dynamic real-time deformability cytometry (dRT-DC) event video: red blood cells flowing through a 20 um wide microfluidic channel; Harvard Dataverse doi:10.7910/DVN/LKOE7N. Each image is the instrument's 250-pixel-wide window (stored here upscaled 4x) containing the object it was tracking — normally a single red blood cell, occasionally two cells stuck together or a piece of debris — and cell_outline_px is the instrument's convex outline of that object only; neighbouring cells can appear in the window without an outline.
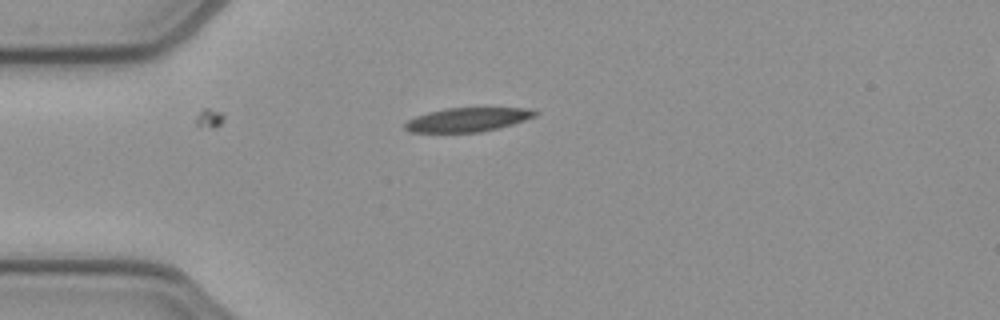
{"species": "common noctule bat (a hibernating species)", "species_latin": "Nyctalus noctula", "temperature_condition": "cold", "stored_images_in_passage": 3, "camera_frame_rate_fps": 3000, "um_per_image_px": 0.085, "animal": {"sex": "female", "body_mass_g": 21.9}, "frame": {"image": 1, "passage_image": 1, "time_ms": 0.0, "image_size_px": [1000, 320], "cell_outline_px": [[540, 112], [536, 116], [512, 124], [480, 132], [408, 132], [404, 128], [404, 124], [408, 120], [416, 116], [428, 112], [444, 108], [524, 108]], "centroid_in_image_um": [39.71, 10.17], "position_along_channel_um": 45.3, "area_um2": 18.03}}